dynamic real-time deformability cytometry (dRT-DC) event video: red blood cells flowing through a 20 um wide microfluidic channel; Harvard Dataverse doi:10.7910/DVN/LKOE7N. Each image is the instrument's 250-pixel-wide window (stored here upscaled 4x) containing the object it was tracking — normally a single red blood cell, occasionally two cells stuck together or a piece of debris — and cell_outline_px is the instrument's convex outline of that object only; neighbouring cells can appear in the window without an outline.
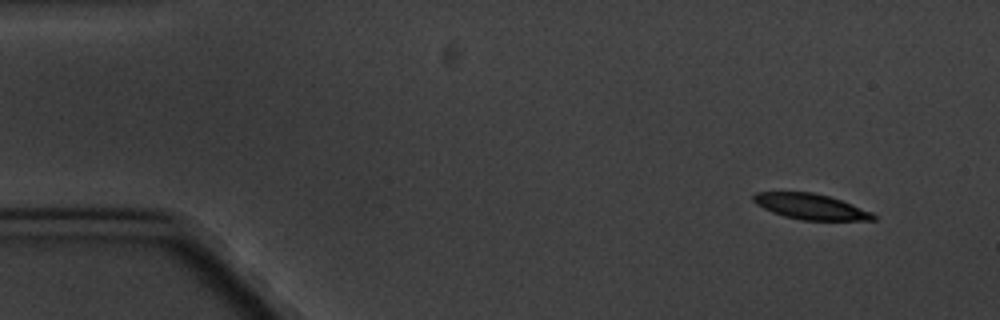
{"species": "common noctule bat (a hibernating species)", "species_latin": "Nyctalus noctula", "temperature_condition": "cold", "stored_images_in_passage": 9, "camera_frame_rate_fps": 3000, "um_per_image_px": 0.085, "animal": {"sex": "male", "body_mass_g": 20.1, "forearm_length_mm": 53.5}, "frame": {"image": 1, "passage_image": 1, "time_ms": 0.0, "image_size_px": [1000, 320], "cell_outline_px": [[876, 220], [800, 220], [784, 216], [772, 212], [756, 204], [752, 200], [752, 196], [756, 192], [812, 192], [828, 196], [840, 200], [872, 212], [876, 216]], "centroid_in_image_um": [68.88, 17.56], "position_along_channel_um": 16.1, "area_um2": 17.74}}
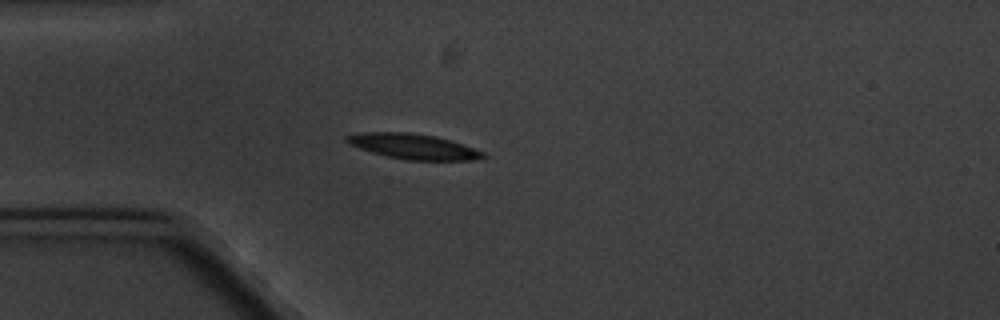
{"frame": {"image": 2, "passage_image": 4, "time_ms": 3.667, "image_size_px": [1000, 320], "cell_outline_px": [[488, 156], [480, 160], [408, 160], [388, 156], [372, 152], [348, 144], [344, 140], [344, 136], [364, 132], [408, 132], [436, 136], [484, 152]], "centroid_in_image_um": [35.12, 12.45], "position_along_channel_um": 49.9, "area_um2": 19.94}}